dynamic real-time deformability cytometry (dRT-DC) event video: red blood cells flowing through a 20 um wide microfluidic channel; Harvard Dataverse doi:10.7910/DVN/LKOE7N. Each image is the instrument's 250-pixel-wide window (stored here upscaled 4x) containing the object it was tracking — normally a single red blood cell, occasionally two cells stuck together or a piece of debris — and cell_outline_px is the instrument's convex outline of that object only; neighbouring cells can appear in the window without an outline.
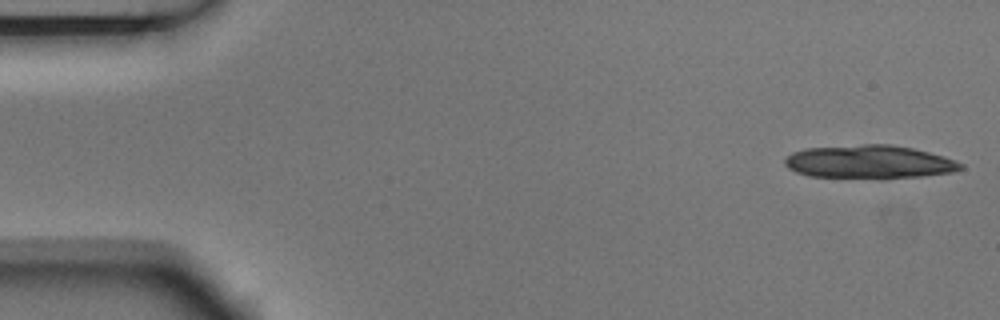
{"species": "Egyptian fruit bat (a non-hibernating species)", "species_latin": "Rousettus aegyptiacus", "temperature_condition": "room temperature", "stored_images_in_passage": 5, "camera_frame_rate_fps": 3000, "um_per_image_px": 0.085, "animal": {"sex": "male"}, "frame": {"image": 1, "passage_image": 1, "time_ms": 0.0, "image_size_px": [1000, 320], "cell_outline_px": [[964, 168], [952, 172], [924, 176], [884, 180], [880, 180], [808, 176], [796, 172], [788, 168], [784, 164], [784, 160], [792, 152], [804, 148], [864, 144], [892, 144], [912, 148], [944, 156], [956, 160], [964, 164]], "centroid_in_image_um": [73.9, 13.79], "position_along_channel_um": 11.1, "area_um2": 35.14}}